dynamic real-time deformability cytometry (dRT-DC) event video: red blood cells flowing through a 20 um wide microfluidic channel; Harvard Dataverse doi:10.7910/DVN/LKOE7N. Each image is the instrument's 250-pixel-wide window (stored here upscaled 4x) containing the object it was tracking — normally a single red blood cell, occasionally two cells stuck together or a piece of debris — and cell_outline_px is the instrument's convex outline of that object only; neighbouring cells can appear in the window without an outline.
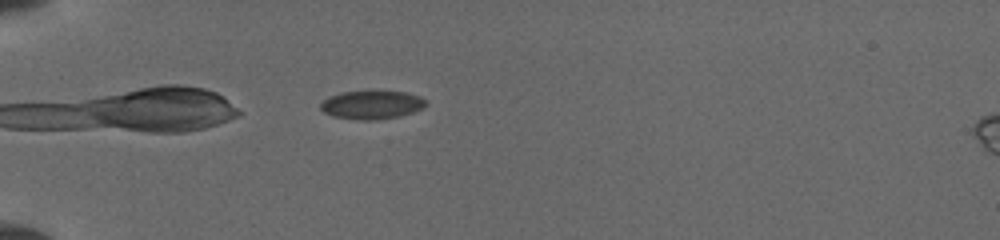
{"species": "common noctule bat (a hibernating species)", "species_latin": "Nyctalus noctula", "temperature_condition": "cold", "stored_images_in_passage": 4, "camera_frame_rate_fps": 3000, "um_per_image_px": 0.085, "animal": {"sex": "female", "body_mass_g": 19.5, "forearm_length_mm": 54.1}, "frame": {"image": 1, "passage_image": 4, "time_ms": 2.333, "image_size_px": [1000, 240], "cell_outline_px": [[428, 104], [424, 108], [400, 116], [372, 120], [364, 120], [332, 116], [324, 112], [320, 108], [320, 104], [328, 96], [340, 92], [404, 92], [420, 96], [428, 100]], "centroid_in_image_um": [31.62, 8.91], "position_along_channel_um": 53.4, "area_um2": 17.34}}